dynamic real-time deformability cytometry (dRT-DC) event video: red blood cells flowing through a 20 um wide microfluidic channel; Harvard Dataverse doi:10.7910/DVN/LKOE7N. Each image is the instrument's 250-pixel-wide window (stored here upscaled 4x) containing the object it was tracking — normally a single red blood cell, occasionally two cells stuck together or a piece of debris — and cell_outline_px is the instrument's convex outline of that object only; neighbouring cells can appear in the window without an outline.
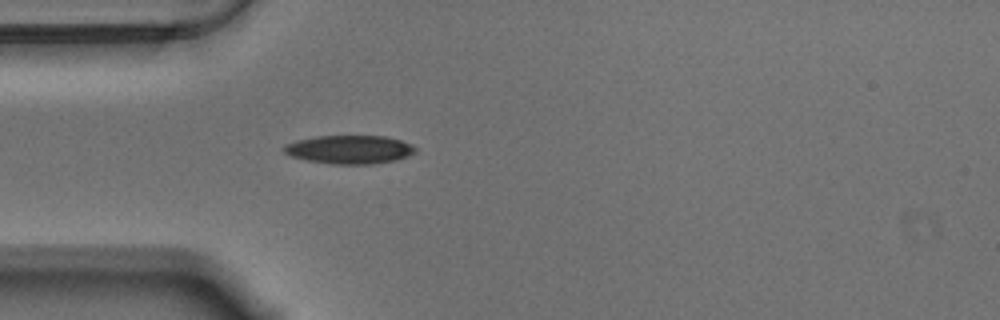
{"species": "Egyptian fruit bat (a non-hibernating species)", "species_latin": "Rousettus aegyptiacus", "temperature_condition": "warm", "stored_images_in_passage": 20, "camera_frame_rate_fps": 3000, "um_per_image_px": 0.085, "animal": {"sex": "male"}, "frame": {"image": 1, "passage_image": 6, "time_ms": 1.667, "image_size_px": [1000, 320], "cell_outline_px": [[416, 152], [408, 156], [396, 160], [372, 164], [328, 164], [308, 160], [292, 156], [284, 152], [280, 148], [284, 144], [296, 140], [316, 136], [384, 136], [400, 140], [412, 144], [416, 148]], "centroid_in_image_um": [29.69, 12.71], "position_along_channel_um": 55.3, "area_um2": 21.96}}
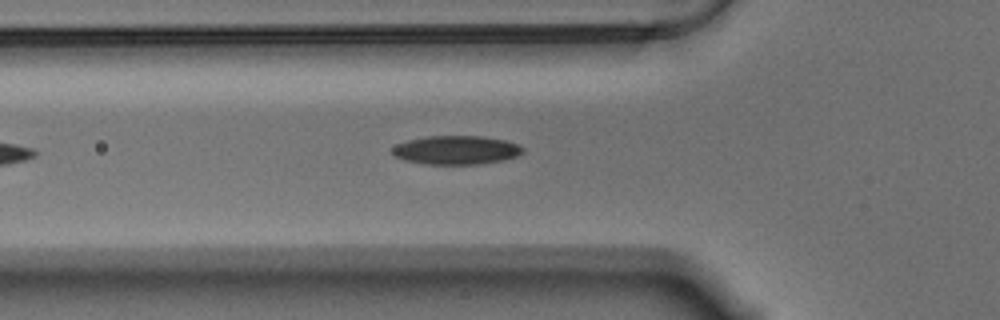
{"frame": {"image": 2, "passage_image": 9, "time_ms": 2.667, "image_size_px": [1000, 320], "cell_outline_px": [[524, 152], [516, 156], [504, 160], [480, 164], [424, 164], [404, 160], [392, 156], [392, 148], [396, 144], [408, 140], [428, 136], [480, 136], [504, 140], [516, 144], [524, 148]], "centroid_in_image_um": [38.75, 12.76], "position_along_channel_um": 87.1, "area_um2": 21.91}}
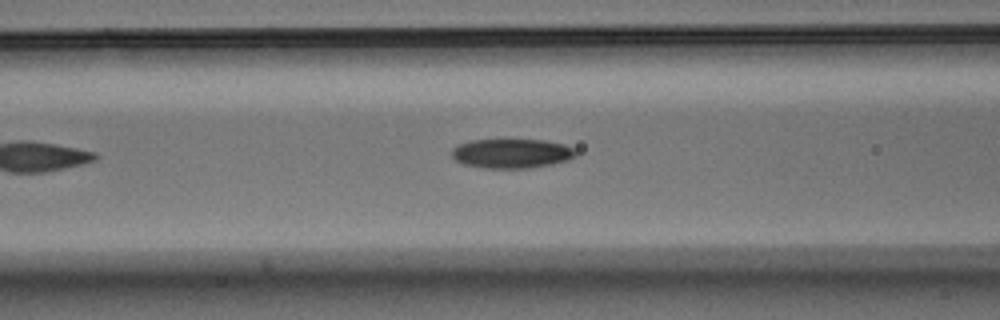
{"frame": {"image": 3, "passage_image": 12, "time_ms": 3.667, "image_size_px": [1000, 320], "cell_outline_px": [[576, 156], [568, 160], [552, 164], [532, 168], [484, 168], [460, 164], [452, 156], [452, 148], [460, 144], [472, 140], [544, 140], [564, 144], [576, 148]], "centroid_in_image_um": [43.51, 13.05], "position_along_channel_um": 123.1, "area_um2": 21.39}}